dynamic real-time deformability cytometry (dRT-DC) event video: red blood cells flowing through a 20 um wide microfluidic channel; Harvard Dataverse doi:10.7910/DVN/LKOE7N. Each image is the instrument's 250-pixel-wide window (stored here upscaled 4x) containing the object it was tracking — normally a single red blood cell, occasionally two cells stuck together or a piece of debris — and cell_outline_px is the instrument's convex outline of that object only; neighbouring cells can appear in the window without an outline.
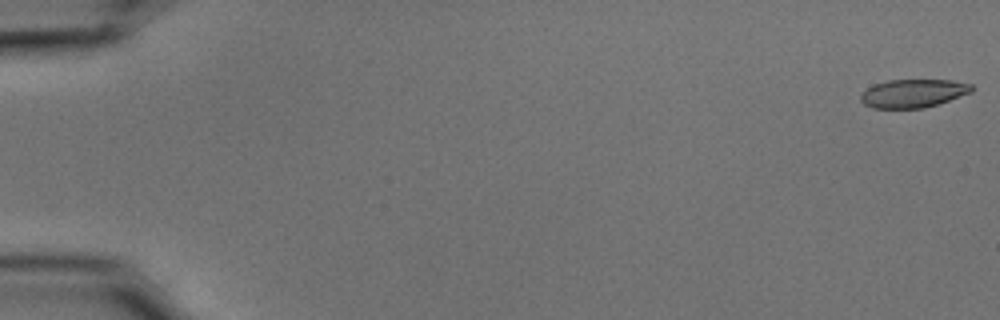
{"species": "common noctule bat (a hibernating species)", "species_latin": "Nyctalus noctula", "temperature_condition": "cold", "stored_images_in_passage": 8, "camera_frame_rate_fps": 3000, "um_per_image_px": 0.085, "animal": {"sex": "male", "body_mass_g": 15.6}, "frame": {"image": 1, "passage_image": 1, "time_ms": 0.0, "image_size_px": [1000, 320], "cell_outline_px": [[972, 92], [924, 108], [872, 108], [864, 104], [860, 100], [860, 96], [872, 84], [888, 80], [952, 80], [972, 84]], "centroid_in_image_um": [77.59, 7.93], "position_along_channel_um": 7.4, "area_um2": 18.21}}